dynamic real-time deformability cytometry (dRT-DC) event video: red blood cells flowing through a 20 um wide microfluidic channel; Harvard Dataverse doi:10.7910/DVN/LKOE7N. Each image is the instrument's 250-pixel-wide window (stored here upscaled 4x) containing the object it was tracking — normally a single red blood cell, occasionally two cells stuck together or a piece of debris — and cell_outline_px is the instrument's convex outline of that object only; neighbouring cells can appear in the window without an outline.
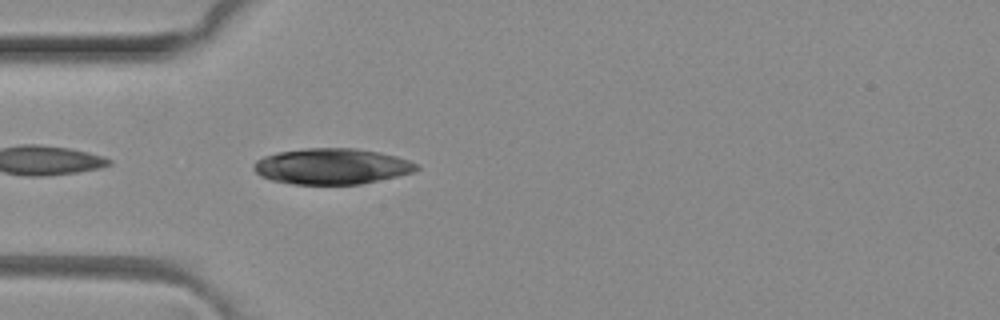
{"species": "common noctule bat (a hibernating species)", "species_latin": "Nyctalus noctula", "temperature_condition": "room temperature", "stored_images_in_passage": 4, "camera_frame_rate_fps": 3000, "um_per_image_px": 0.085, "animal": {"sex": "female", "body_mass_g": 29.2, "forearm_length_mm": 56.3}, "frame": {"image": 1, "passage_image": 4, "time_ms": 1.0, "image_size_px": [1000, 320], "cell_outline_px": [[420, 168], [412, 172], [396, 176], [360, 184], [292, 184], [272, 180], [260, 176], [252, 168], [252, 164], [256, 160], [264, 156], [276, 152], [304, 148], [356, 148], [380, 152], [396, 156], [420, 164]], "centroid_in_image_um": [28.18, 14.13], "position_along_channel_um": 56.8, "area_um2": 34.16}}